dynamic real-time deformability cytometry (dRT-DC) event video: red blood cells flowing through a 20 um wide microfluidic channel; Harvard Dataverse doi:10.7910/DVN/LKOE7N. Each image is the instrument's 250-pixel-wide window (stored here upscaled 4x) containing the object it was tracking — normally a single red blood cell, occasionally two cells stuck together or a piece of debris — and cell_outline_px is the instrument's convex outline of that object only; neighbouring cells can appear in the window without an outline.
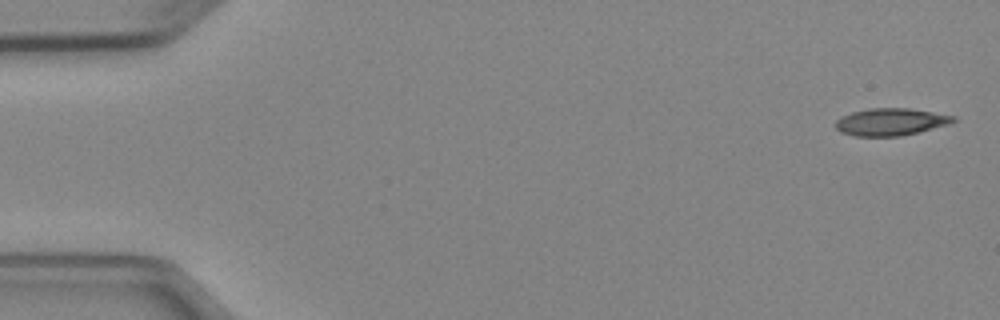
{"species": "Egyptian fruit bat (a non-hibernating species)", "species_latin": "Rousettus aegyptiacus", "temperature_condition": "cold", "stored_images_in_passage": 7, "camera_frame_rate_fps": 3000, "um_per_image_px": 0.085, "animal": {"sex": "female"}, "frame": {"image": 1, "passage_image": 1, "time_ms": 0.0, "image_size_px": [1000, 320], "cell_outline_px": [[956, 120], [948, 124], [900, 136], [856, 136], [840, 132], [836, 128], [836, 120], [840, 116], [852, 112], [868, 108], [908, 108], [956, 116]], "centroid_in_image_um": [75.67, 10.35], "position_along_channel_um": 9.3, "area_um2": 18.55}}
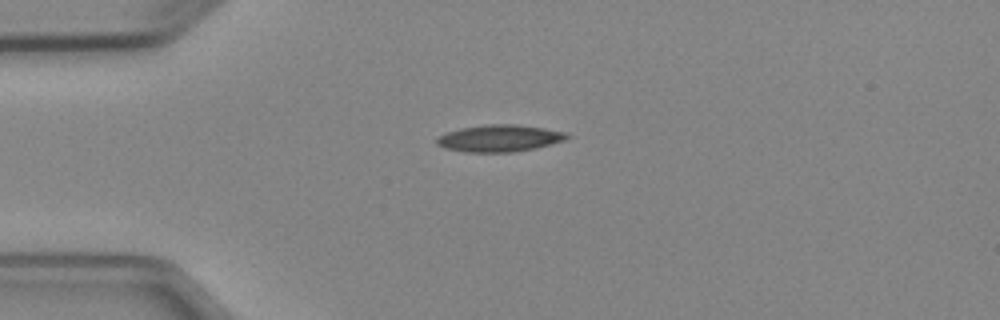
{"frame": {"image": 2, "passage_image": 4, "time_ms": 3.667, "image_size_px": [1000, 320], "cell_outline_px": [[572, 136], [564, 140], [536, 148], [512, 152], [464, 152], [444, 148], [436, 144], [436, 136], [444, 132], [460, 128], [488, 124], [516, 124], [544, 128], [568, 132]], "centroid_in_image_um": [42.43, 11.75], "position_along_channel_um": 42.6, "area_um2": 20.69}}